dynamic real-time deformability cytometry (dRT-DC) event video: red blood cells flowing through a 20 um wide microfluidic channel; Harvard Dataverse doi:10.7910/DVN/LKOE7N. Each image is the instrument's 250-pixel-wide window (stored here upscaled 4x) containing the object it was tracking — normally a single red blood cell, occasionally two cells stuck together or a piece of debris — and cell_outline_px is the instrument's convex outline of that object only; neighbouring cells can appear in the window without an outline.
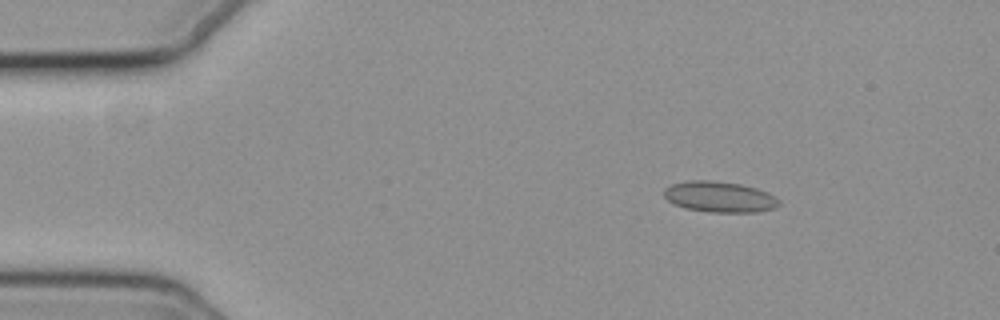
{"species": "common noctule bat (a hibernating species)", "species_latin": "Nyctalus noctula", "temperature_condition": "cold", "stored_images_in_passage": 50, "camera_frame_rate_fps": 3000, "um_per_image_px": 0.085, "animal": {"sex": "female", "body_mass_g": 19.3, "forearm_length_mm": 54.1}, "frame": {"image": 1, "passage_image": 1, "time_ms": 0.0, "image_size_px": [1000, 320], "cell_outline_px": [[780, 204], [776, 208], [756, 212], [708, 212], [684, 208], [672, 204], [664, 196], [664, 188], [672, 184], [688, 180], [712, 180], [740, 184], [756, 188], [768, 192], [780, 200]], "centroid_in_image_um": [61.15, 16.73], "position_along_channel_um": 23.8, "area_um2": 20.87}}
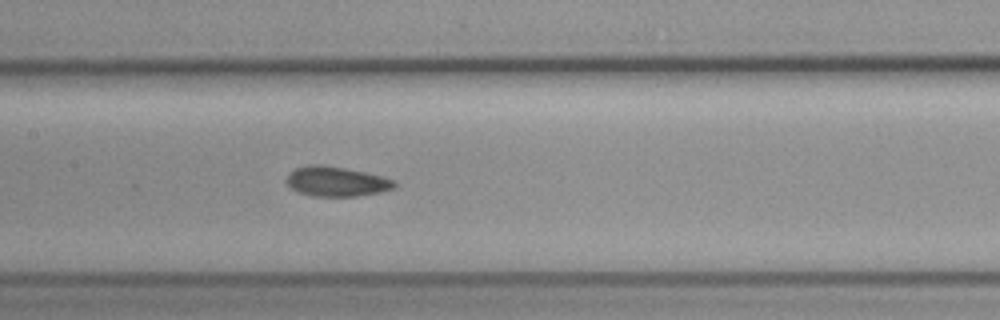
{"frame": {"image": 2, "passage_image": 20, "time_ms": 6.333, "image_size_px": [1000, 320], "cell_outline_px": [[396, 188], [380, 192], [356, 196], [312, 196], [300, 192], [292, 188], [284, 180], [288, 172], [296, 168], [308, 164], [324, 164], [364, 172], [380, 176], [392, 180], [396, 184]], "centroid_in_image_um": [28.54, 15.41], "position_along_channel_um": 178.9, "area_um2": 18.73}}
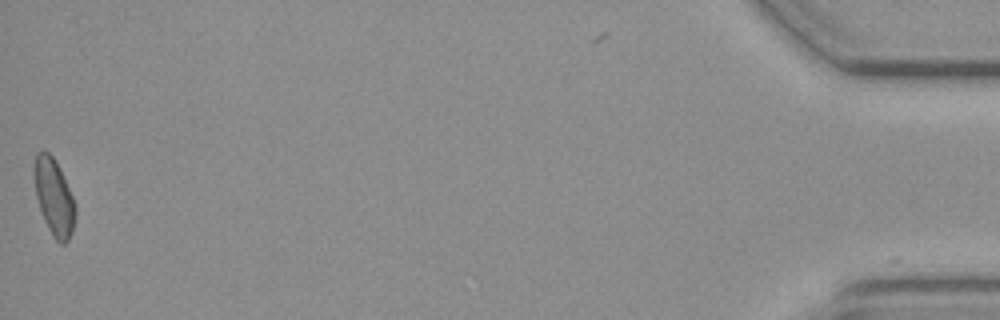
{"frame": {"image": 3, "passage_image": 49, "time_ms": 16.0, "image_size_px": [1000, 320], "cell_outline_px": [[76, 216], [72, 232], [68, 240], [64, 244], [60, 244], [52, 236], [44, 220], [36, 196], [36, 152], [48, 152], [52, 156], [60, 168], [76, 204]], "centroid_in_image_um": [4.64, 16.83], "position_along_channel_um": 430.6, "area_um2": 17.92}, "authors_computed_cell_mechanics": {"area_um2": 18.6983, "velocity_mm_per_s": 3.7165, "shape_relaxation_time_tau1_ms": null, "shape_relaxation_time_tau2_ms": 3.7117, "deformation_change_tau1": null, "deformation_change_tau2": 0.0704}}